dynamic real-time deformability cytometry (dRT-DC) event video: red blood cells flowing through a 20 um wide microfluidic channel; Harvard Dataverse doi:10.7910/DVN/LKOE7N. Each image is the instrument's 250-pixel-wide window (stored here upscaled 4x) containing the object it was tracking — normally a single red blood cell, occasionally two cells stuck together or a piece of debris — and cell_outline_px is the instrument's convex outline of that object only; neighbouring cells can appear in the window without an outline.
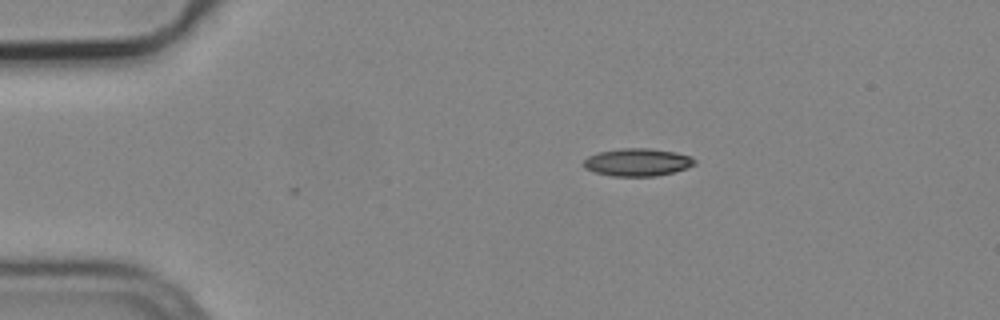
{"species": "common noctule bat (a hibernating species)", "species_latin": "Nyctalus noctula", "temperature_condition": "cold", "stored_images_in_passage": 2, "camera_frame_rate_fps": 3000, "um_per_image_px": 0.085, "animal": {"sex": "male", "body_mass_g": 19.2, "forearm_length_mm": 51.8}, "frame": {"image": 1, "passage_image": 1, "time_ms": 0.0, "image_size_px": [1000, 320], "cell_outline_px": [[696, 164], [672, 172], [656, 176], [612, 176], [596, 172], [584, 168], [580, 164], [588, 156], [596, 152], [620, 148], [648, 148], [676, 152], [692, 156], [696, 160]], "centroid_in_image_um": [54.15, 13.78], "position_along_channel_um": 30.9, "area_um2": 18.03}}